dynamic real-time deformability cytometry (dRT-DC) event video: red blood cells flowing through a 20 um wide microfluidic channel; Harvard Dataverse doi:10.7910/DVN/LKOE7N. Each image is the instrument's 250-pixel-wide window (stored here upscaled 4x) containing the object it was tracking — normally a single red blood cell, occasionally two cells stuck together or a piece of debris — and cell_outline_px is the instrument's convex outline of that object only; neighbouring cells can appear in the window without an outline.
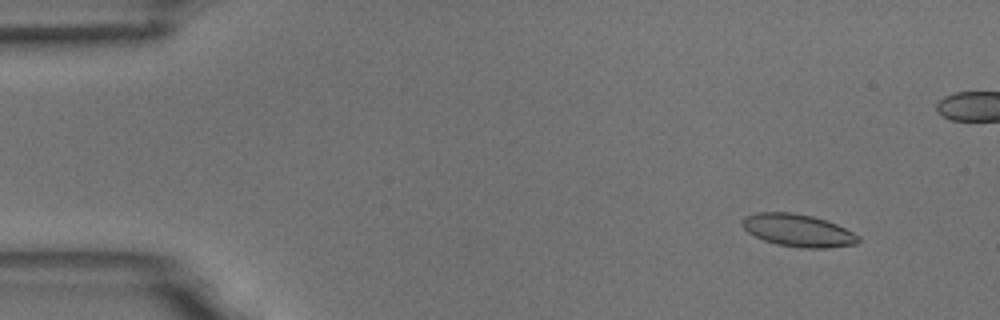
{"species": "common noctule bat (a hibernating species)", "species_latin": "Nyctalus noctula", "temperature_condition": "room temperature", "stored_images_in_passage": 56, "camera_frame_rate_fps": 3000, "um_per_image_px": 0.085, "animal": {"sex": "male", "body_mass_g": 18.8}, "frame": {"image": 1, "passage_image": 6, "time_ms": 1.667, "image_size_px": [1000, 320], "cell_outline_px": [[860, 240], [856, 244], [824, 248], [800, 248], [776, 244], [764, 240], [748, 232], [740, 224], [740, 220], [744, 216], [756, 212], [792, 212], [812, 216], [836, 224], [860, 236]], "centroid_in_image_um": [67.79, 19.58], "position_along_channel_um": 17.2, "area_um2": 22.02}}
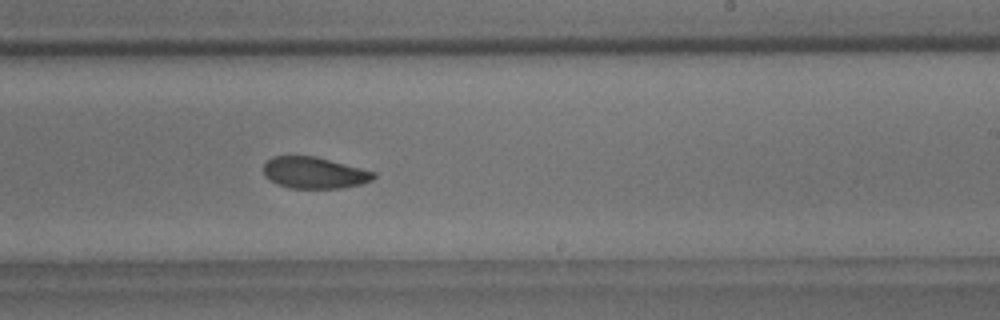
{"frame": {"image": 2, "passage_image": 34, "time_ms": 11.0, "image_size_px": [1000, 320], "cell_outline_px": [[376, 176], [372, 180], [360, 184], [340, 188], [292, 188], [280, 184], [264, 176], [264, 164], [272, 156], [316, 156], [376, 172]], "centroid_in_image_um": [26.73, 14.67], "position_along_channel_um": 262.3, "area_um2": 20.0}}
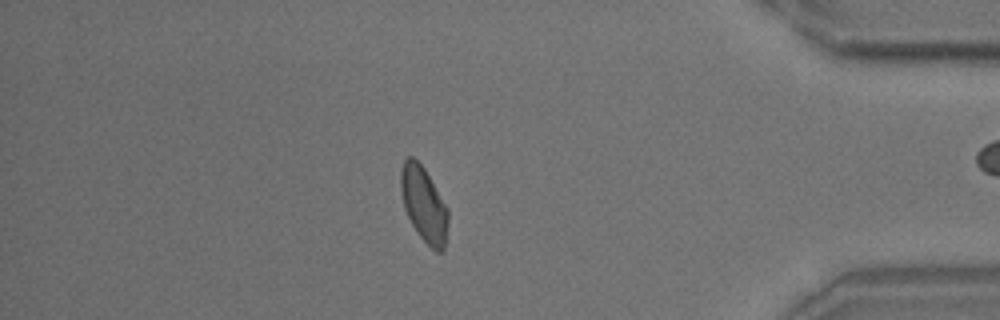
{"frame": {"image": 3, "passage_image": 48, "time_ms": 15.667, "image_size_px": [1000, 320], "cell_outline_px": [[448, 224], [444, 248], [440, 252], [436, 252], [420, 236], [412, 224], [404, 208], [400, 188], [400, 172], [404, 160], [408, 156], [412, 156], [424, 168], [448, 208]], "centroid_in_image_um": [36.02, 17.35], "position_along_channel_um": 399.2, "area_um2": 20.52}, "authors_computed_cell_mechanics": {"area_um2": 21.2993, "velocity_mm_per_s": 3.6969, "shape_relaxation_time_tau1_ms": 5.6812, "shape_relaxation_time_tau2_ms": 2.3082, "deformation_change_tau1": 0.1263, "deformation_change_tau2": 0.0616}}